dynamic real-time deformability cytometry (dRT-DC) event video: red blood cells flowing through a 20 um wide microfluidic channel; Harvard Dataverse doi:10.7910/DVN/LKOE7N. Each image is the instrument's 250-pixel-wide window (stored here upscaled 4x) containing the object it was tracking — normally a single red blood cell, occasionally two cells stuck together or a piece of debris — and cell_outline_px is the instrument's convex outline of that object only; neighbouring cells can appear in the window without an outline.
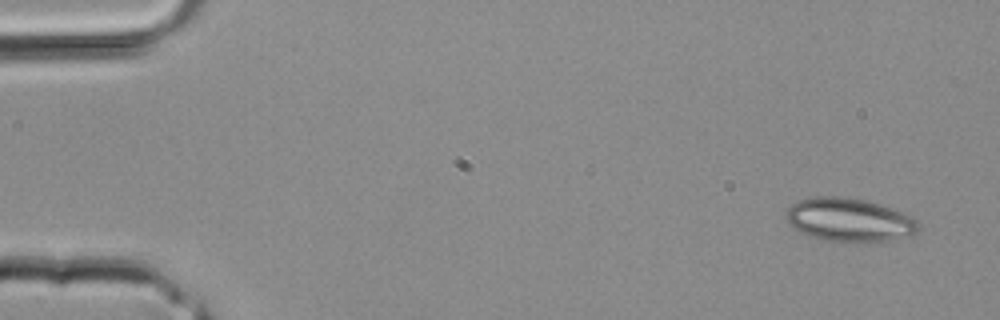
{"species": "common noctule bat (a hibernating species)", "species_latin": "Nyctalus noctula", "temperature_condition": "room temperature", "stored_images_in_passage": 4, "camera_frame_rate_fps": 3000, "um_per_image_px": 0.085, "animal": {"sex": "male", "body_mass_g": 20.4}, "frame": {"image": 1, "passage_image": 1, "time_ms": 0.0, "image_size_px": [1000, 320], "cell_outline_px": [[920, 228], [916, 232], [908, 236], [892, 240], [868, 244], [824, 240], [800, 232], [792, 228], [788, 224], [784, 216], [784, 212], [792, 204], [800, 200], [812, 196], [844, 196], [864, 200], [880, 204], [904, 212], [912, 216], [920, 224]], "centroid_in_image_um": [72.19, 18.7], "position_along_channel_um": 12.8, "area_um2": 34.39}}